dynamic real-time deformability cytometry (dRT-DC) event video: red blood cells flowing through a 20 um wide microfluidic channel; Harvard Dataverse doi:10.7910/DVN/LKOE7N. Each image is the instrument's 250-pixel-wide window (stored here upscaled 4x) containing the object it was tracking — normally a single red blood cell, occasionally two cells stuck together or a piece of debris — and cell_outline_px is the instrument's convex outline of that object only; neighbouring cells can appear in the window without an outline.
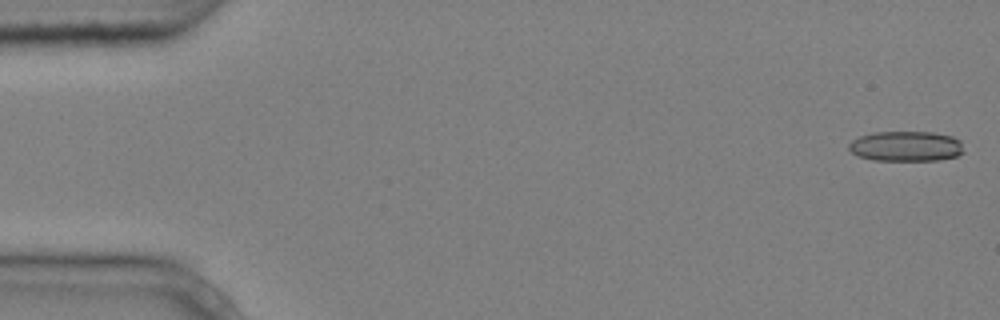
{"species": "common noctule bat (a hibernating species)", "species_latin": "Nyctalus noctula", "temperature_condition": "cold", "stored_images_in_passage": 6, "camera_frame_rate_fps": 3000, "um_per_image_px": 0.085, "animal": {"sex": "male", "body_mass_g": 20.4}, "frame": {"image": 1, "passage_image": 1, "time_ms": 0.0, "image_size_px": [1000, 320], "cell_outline_px": [[964, 152], [956, 156], [940, 160], [872, 160], [856, 156], [848, 148], [848, 144], [852, 140], [860, 136], [872, 132], [932, 132], [952, 136], [960, 140]], "centroid_in_image_um": [76.99, 12.43], "position_along_channel_um": 8.0, "area_um2": 20.35}}
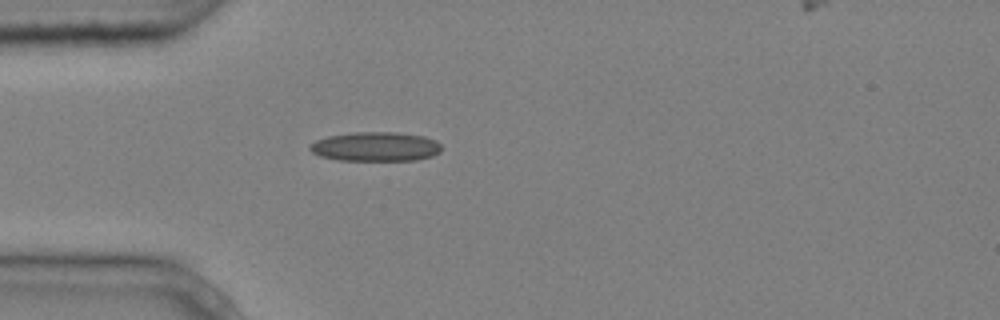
{"frame": {"image": 2, "passage_image": 5, "time_ms": 1.333, "image_size_px": [1000, 320], "cell_outline_px": [[440, 152], [432, 156], [416, 160], [340, 160], [320, 156], [312, 152], [308, 148], [316, 140], [328, 136], [356, 132], [396, 132], [424, 136], [436, 140], [440, 144]], "centroid_in_image_um": [31.94, 12.46], "position_along_channel_um": 53.1, "area_um2": 22.37}}